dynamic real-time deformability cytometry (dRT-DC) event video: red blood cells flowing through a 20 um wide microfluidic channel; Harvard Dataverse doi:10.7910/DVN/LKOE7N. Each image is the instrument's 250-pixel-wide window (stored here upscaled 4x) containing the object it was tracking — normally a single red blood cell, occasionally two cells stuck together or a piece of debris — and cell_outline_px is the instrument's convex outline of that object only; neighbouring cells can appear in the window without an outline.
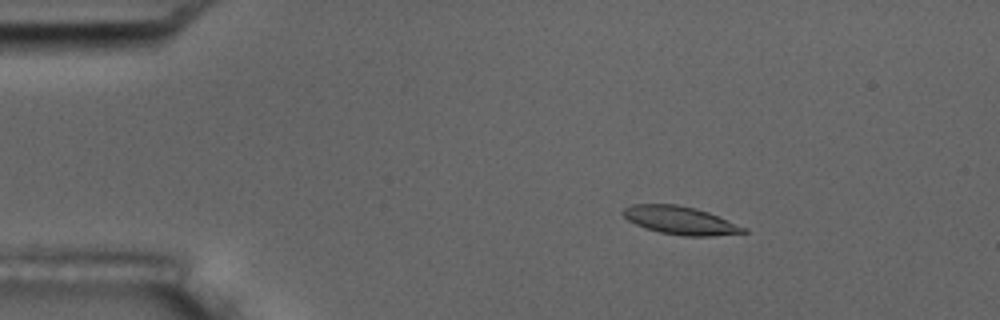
{"species": "common noctule bat (a hibernating species)", "species_latin": "Nyctalus noctula", "temperature_condition": "room temperature", "stored_images_in_passage": 5, "camera_frame_rate_fps": 3000, "um_per_image_px": 0.085, "animal": {"sex": "male", "body_mass_g": 17.5, "forearm_length_mm": 52.3}, "frame": {"image": 1, "passage_image": 3, "time_ms": 2.333, "image_size_px": [1000, 320], "cell_outline_px": [[748, 232], [712, 236], [684, 236], [660, 232], [636, 224], [628, 220], [620, 212], [624, 208], [632, 204], [676, 204], [696, 208], [708, 212], [748, 228]], "centroid_in_image_um": [57.84, 18.73], "position_along_channel_um": 27.2, "area_um2": 19.65}}